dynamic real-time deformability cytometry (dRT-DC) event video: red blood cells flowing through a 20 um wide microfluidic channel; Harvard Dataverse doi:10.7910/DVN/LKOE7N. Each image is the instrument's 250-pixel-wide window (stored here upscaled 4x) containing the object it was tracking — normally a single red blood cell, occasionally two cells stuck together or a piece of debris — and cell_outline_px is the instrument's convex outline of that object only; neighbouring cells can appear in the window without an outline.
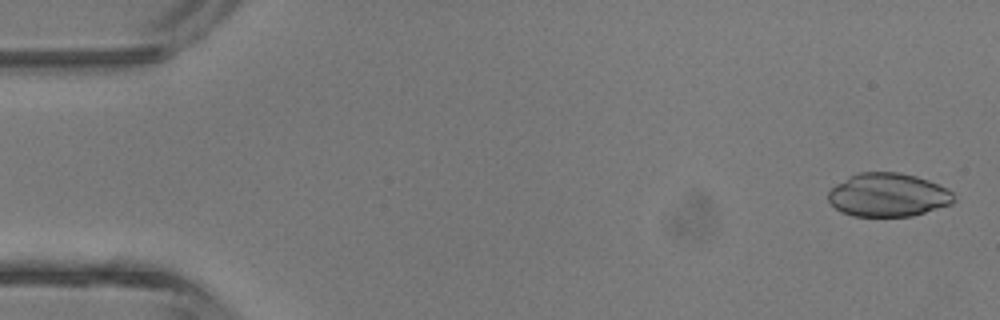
{"species": "common noctule bat (a hibernating species)", "species_latin": "Nyctalus noctula", "temperature_condition": "room temperature", "stored_images_in_passage": 4, "camera_frame_rate_fps": 3000, "um_per_image_px": 0.085, "animal": {"sex": "male", "body_mass_g": 13.3}, "frame": {"image": 1, "passage_image": 1, "time_ms": 0.0, "image_size_px": [1000, 320], "cell_outline_px": [[956, 200], [952, 204], [912, 216], [852, 216], [840, 212], [828, 200], [828, 192], [836, 184], [848, 176], [856, 172], [900, 172], [916, 176], [928, 180], [952, 192]], "centroid_in_image_um": [75.46, 16.57], "position_along_channel_um": 9.5, "area_um2": 31.91}}